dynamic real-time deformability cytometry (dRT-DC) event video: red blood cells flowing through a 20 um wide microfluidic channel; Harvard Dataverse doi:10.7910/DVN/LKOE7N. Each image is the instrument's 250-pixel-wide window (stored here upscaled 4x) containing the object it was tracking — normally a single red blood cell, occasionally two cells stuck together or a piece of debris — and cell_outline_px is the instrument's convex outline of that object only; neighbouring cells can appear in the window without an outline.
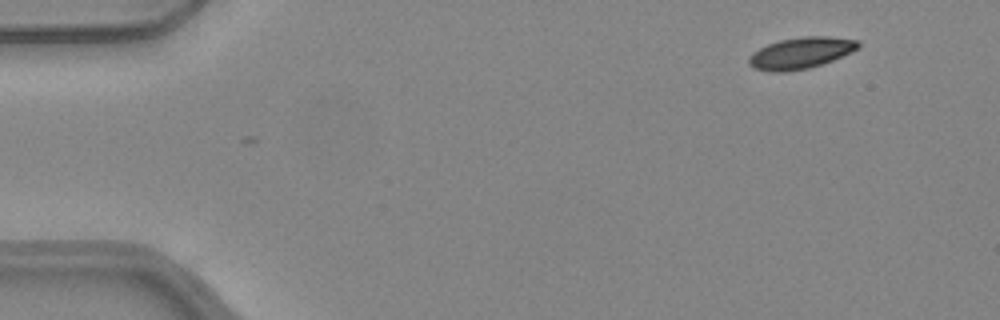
{"species": "common noctule bat (a hibernating species)", "species_latin": "Nyctalus noctula", "temperature_condition": "warm", "stored_images_in_passage": 2, "camera_frame_rate_fps": 3000, "um_per_image_px": 0.085, "animal": {"sex": "female", "body_mass_g": 24.6, "forearm_length_mm": 56.2}, "frame": {"image": 1, "passage_image": 1, "time_ms": 0.0, "image_size_px": [1000, 320], "cell_outline_px": [[860, 44], [852, 52], [832, 60], [808, 68], [784, 72], [768, 72], [752, 68], [748, 64], [748, 56], [752, 52], [768, 44], [780, 40], [804, 36], [828, 36], [860, 40]], "centroid_in_image_um": [68.02, 4.51], "position_along_channel_um": 17.0, "area_um2": 20.06}}